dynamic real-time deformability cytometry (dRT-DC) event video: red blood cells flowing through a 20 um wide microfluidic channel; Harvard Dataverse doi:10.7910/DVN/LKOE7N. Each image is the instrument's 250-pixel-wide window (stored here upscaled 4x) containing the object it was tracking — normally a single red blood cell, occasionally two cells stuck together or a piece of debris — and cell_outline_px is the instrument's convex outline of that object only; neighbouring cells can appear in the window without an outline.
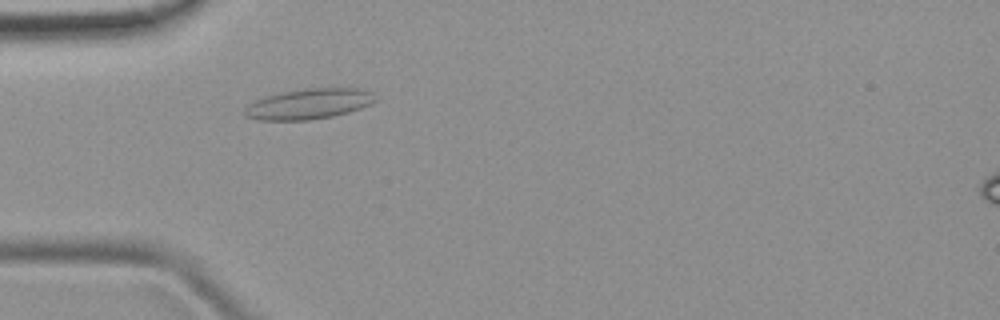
{"species": "common noctule bat (a hibernating species)", "species_latin": "Nyctalus noctula", "temperature_condition": "room temperature", "stored_images_in_passage": 4, "camera_frame_rate_fps": 3000, "um_per_image_px": 0.085, "animal": {"sex": "female", "body_mass_g": 19.9}, "frame": {"image": 1, "passage_image": 1, "time_ms": 0.0, "image_size_px": [1000, 320], "cell_outline_px": [[380, 100], [372, 104], [348, 112], [332, 116], [308, 120], [256, 120], [244, 116], [244, 108], [248, 104], [256, 100], [268, 96], [284, 92], [304, 88], [356, 88], [372, 92]], "centroid_in_image_um": [26.28, 8.83], "position_along_channel_um": 58.7, "area_um2": 23.24}}